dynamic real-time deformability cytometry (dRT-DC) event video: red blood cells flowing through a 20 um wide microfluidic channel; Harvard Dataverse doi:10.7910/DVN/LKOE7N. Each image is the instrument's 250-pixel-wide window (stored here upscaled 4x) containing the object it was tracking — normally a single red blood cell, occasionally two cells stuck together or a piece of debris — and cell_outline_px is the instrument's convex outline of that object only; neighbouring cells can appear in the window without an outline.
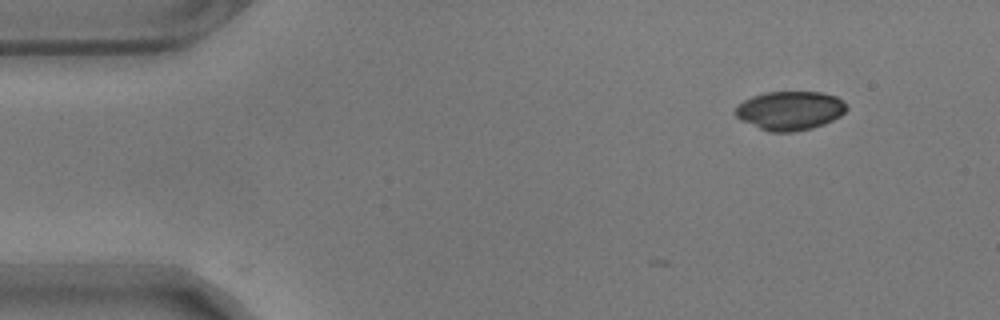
{"species": "common noctule bat (a hibernating species)", "species_latin": "Nyctalus noctula", "temperature_condition": "warm", "stored_images_in_passage": 3, "camera_frame_rate_fps": 3000, "um_per_image_px": 0.085, "animal": {"sex": "male", "body_mass_g": 17.9}, "frame": {"image": 1, "passage_image": 3, "time_ms": 0.667, "image_size_px": [1000, 320], "cell_outline_px": [[848, 108], [840, 116], [824, 124], [812, 128], [792, 132], [768, 132], [740, 120], [736, 116], [736, 104], [752, 96], [764, 92], [820, 92], [836, 96]], "centroid_in_image_um": [67.11, 9.4], "position_along_channel_um": 17.9, "area_um2": 25.2}}